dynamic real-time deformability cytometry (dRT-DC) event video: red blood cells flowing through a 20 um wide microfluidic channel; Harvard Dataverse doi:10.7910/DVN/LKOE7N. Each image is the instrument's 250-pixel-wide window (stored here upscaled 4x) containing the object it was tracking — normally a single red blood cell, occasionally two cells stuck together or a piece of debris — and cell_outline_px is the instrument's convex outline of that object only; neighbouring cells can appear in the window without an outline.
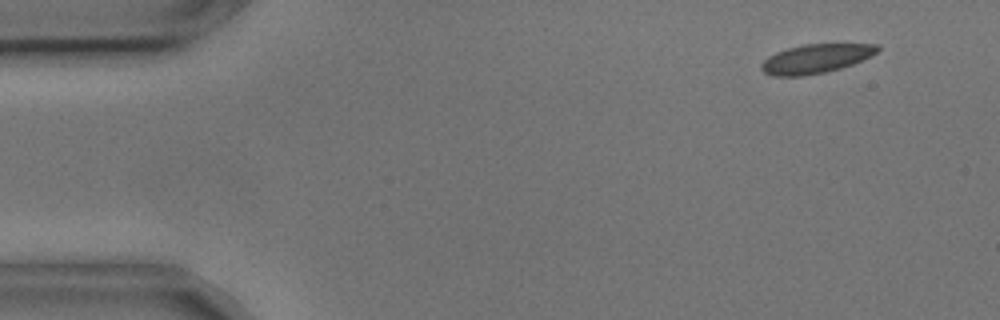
{"species": "common noctule bat (a hibernating species)", "species_latin": "Nyctalus noctula", "temperature_condition": "cold", "stored_images_in_passage": 3, "camera_frame_rate_fps": 3000, "um_per_image_px": 0.085, "animal": {"sex": "male", "body_mass_g": 17.9, "forearm_length_mm": 54.2}, "frame": {"image": 1, "passage_image": 2, "time_ms": 0.333, "image_size_px": [1000, 320], "cell_outline_px": [[880, 48], [872, 56], [852, 64], [840, 68], [824, 72], [804, 76], [772, 76], [764, 72], [760, 68], [760, 64], [768, 56], [776, 52], [788, 48], [804, 44], [880, 44]], "centroid_in_image_um": [69.33, 4.99], "position_along_channel_um": 15.7, "area_um2": 19.65}}